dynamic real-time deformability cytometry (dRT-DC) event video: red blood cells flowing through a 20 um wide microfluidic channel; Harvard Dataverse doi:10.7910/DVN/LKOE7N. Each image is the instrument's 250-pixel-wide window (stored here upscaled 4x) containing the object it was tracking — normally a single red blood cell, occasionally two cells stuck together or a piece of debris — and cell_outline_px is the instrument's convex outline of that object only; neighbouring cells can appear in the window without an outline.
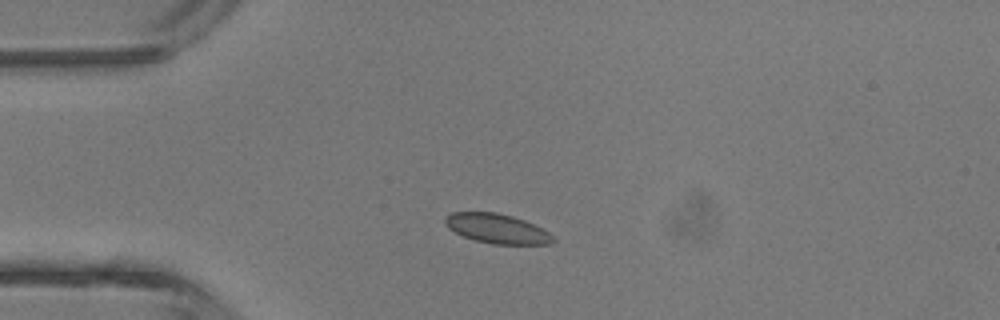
{"species": "common noctule bat (a hibernating species)", "species_latin": "Nyctalus noctula", "temperature_condition": "room temperature", "stored_images_in_passage": 3, "camera_frame_rate_fps": 3000, "um_per_image_px": 0.085, "animal": {"sex": "male", "body_mass_g": 13.3}, "frame": {"image": 1, "passage_image": 2, "time_ms": 1.0, "image_size_px": [1000, 320], "cell_outline_px": [[556, 240], [548, 244], [492, 244], [476, 240], [464, 236], [448, 228], [444, 224], [444, 220], [452, 212], [496, 212], [512, 216], [524, 220], [548, 232]], "centroid_in_image_um": [42.23, 19.43], "position_along_channel_um": 42.8, "area_um2": 18.32}}
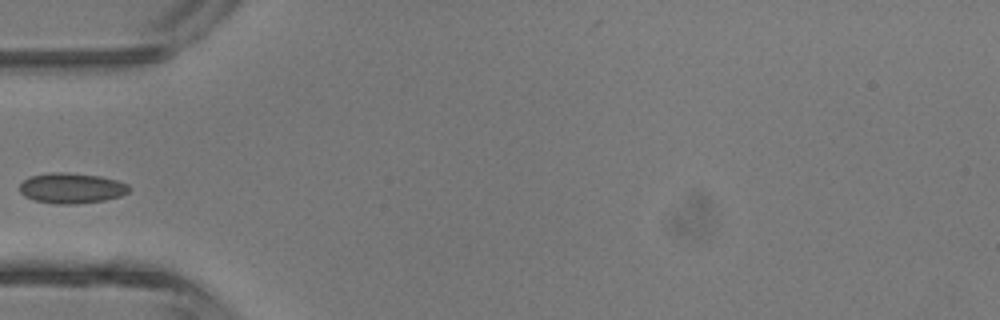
{"frame": {"image": 2, "passage_image": 3, "time_ms": 2.333, "image_size_px": [1000, 320], "cell_outline_px": [[132, 188], [128, 192], [120, 196], [104, 200], [76, 204], [56, 204], [32, 200], [24, 196], [20, 192], [20, 184], [28, 176], [52, 172], [68, 172], [100, 176], [116, 180], [128, 184]], "centroid_in_image_um": [6.07, 15.99], "position_along_channel_um": 78.9, "area_um2": 19.59}}